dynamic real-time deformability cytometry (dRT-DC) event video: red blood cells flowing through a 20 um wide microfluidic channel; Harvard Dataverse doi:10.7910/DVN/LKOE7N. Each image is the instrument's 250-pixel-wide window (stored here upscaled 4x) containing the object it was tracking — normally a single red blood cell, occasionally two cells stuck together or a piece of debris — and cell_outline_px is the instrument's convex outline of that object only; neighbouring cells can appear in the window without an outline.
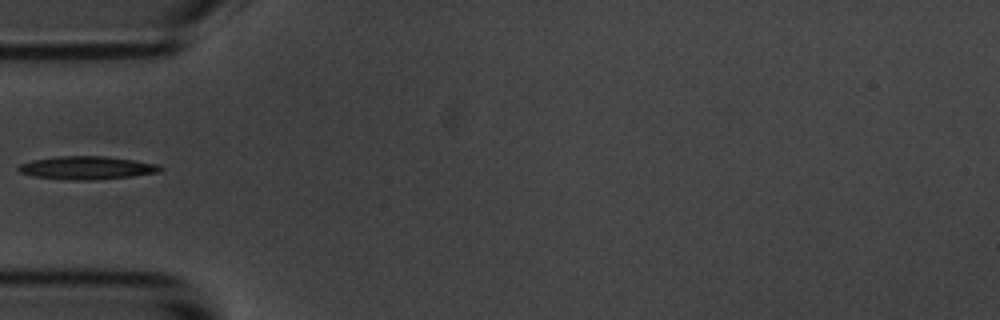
{"species": "common noctule bat (a hibernating species)", "species_latin": "Nyctalus noctula", "temperature_condition": "room temperature", "stored_images_in_passage": 39, "camera_frame_rate_fps": 3000, "um_per_image_px": 0.085, "animal": {"sex": "male", "body_mass_g": 20.1, "forearm_length_mm": 53.5}, "frame": {"image": 1, "passage_image": 1, "time_ms": 0.0, "image_size_px": [1000, 320], "cell_outline_px": [[164, 168], [160, 172], [132, 176], [96, 180], [68, 180], [32, 176], [20, 172], [16, 168], [20, 164], [32, 160], [56, 156], [104, 156], [160, 164]], "centroid_in_image_um": [7.39, 14.27], "position_along_channel_um": 77.6, "area_um2": 19.25}}
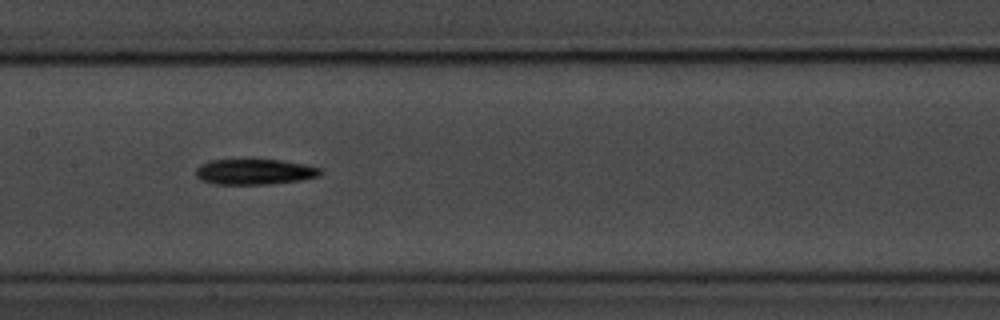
{"frame": {"image": 2, "passage_image": 10, "time_ms": 3.0, "image_size_px": [1000, 320], "cell_outline_px": [[324, 172], [320, 176], [300, 180], [272, 184], [212, 184], [200, 180], [196, 176], [196, 168], [200, 164], [208, 160], [284, 160], [304, 164], [320, 168]], "centroid_in_image_um": [21.64, 14.6], "position_along_channel_um": 185.8, "area_um2": 18.73}}
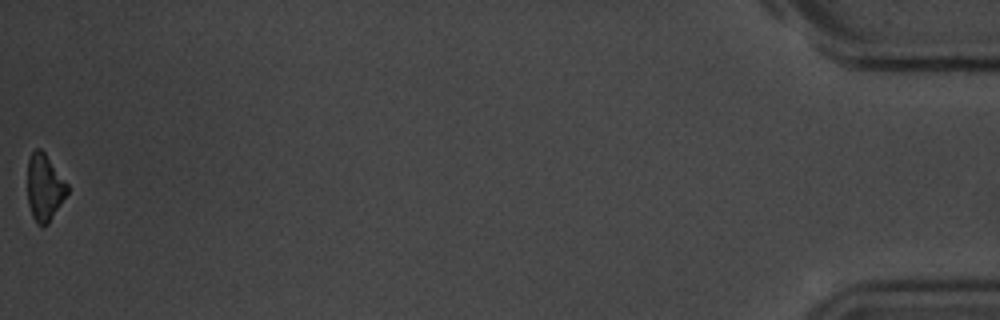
{"frame": {"image": 3, "passage_image": 39, "time_ms": 12.667, "image_size_px": [1000, 320], "cell_outline_px": [[68, 192], [48, 224], [36, 224], [32, 216], [28, 204], [28, 160], [32, 152], [36, 148], [40, 148], [44, 152], [68, 184]], "centroid_in_image_um": [3.77, 15.93], "position_along_channel_um": 431.4, "area_um2": 15.32}}